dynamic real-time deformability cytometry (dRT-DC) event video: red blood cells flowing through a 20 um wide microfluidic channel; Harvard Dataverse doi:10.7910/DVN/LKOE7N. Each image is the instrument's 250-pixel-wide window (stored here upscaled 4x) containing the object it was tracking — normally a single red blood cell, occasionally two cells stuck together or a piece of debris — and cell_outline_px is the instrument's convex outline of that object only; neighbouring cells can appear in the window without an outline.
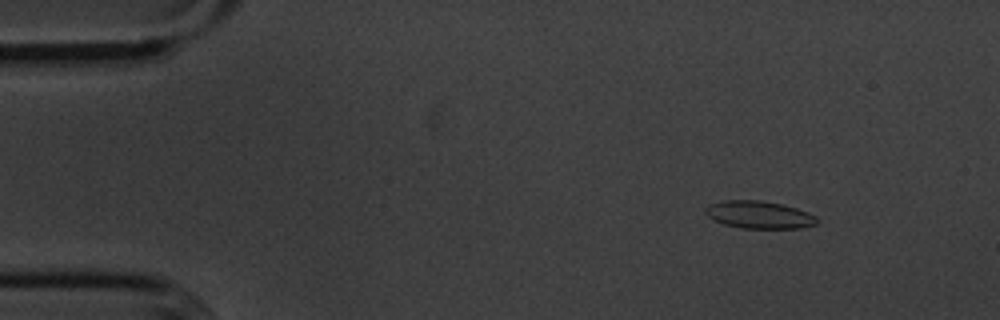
{"species": "common noctule bat (a hibernating species)", "species_latin": "Nyctalus noctula", "temperature_condition": "cold", "stored_images_in_passage": 5, "camera_frame_rate_fps": 3000, "um_per_image_px": 0.085, "animal": {"sex": "male", "body_mass_g": 20.1, "forearm_length_mm": 53.5}, "frame": {"image": 1, "passage_image": 2, "time_ms": 1.0, "image_size_px": [1000, 320], "cell_outline_px": [[820, 220], [816, 224], [800, 228], [740, 228], [724, 224], [708, 216], [704, 212], [704, 208], [708, 204], [724, 200], [760, 200], [780, 204], [796, 208], [808, 212], [816, 216]], "centroid_in_image_um": [64.52, 18.25], "position_along_channel_um": 20.5, "area_um2": 17.92}}